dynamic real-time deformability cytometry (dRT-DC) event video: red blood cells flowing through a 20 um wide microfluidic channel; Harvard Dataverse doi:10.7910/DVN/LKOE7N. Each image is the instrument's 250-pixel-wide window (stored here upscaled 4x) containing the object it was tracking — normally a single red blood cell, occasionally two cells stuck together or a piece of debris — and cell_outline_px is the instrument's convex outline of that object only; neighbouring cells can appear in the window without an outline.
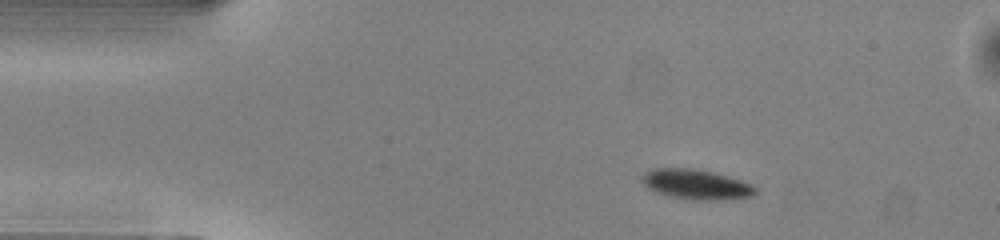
{"species": "common noctule bat (a hibernating species)", "species_latin": "Nyctalus noctula", "temperature_condition": "warm", "stored_images_in_passage": 37, "camera_frame_rate_fps": 3000, "um_per_image_px": 0.085, "animal": {"sex": "male", "body_mass_g": 13.0, "forearm_length_mm": 53.1}, "frame": {"image": 1, "passage_image": 1, "time_ms": 0.0, "image_size_px": [1000, 240], "cell_outline_px": [[756, 196], [732, 200], [688, 200], [656, 192], [648, 188], [640, 180], [640, 176], [644, 172], [656, 168], [692, 168], [712, 172], [728, 176], [752, 184], [756, 188]], "centroid_in_image_um": [59.2, 15.69], "position_along_channel_um": 25.8, "area_um2": 20.11}}
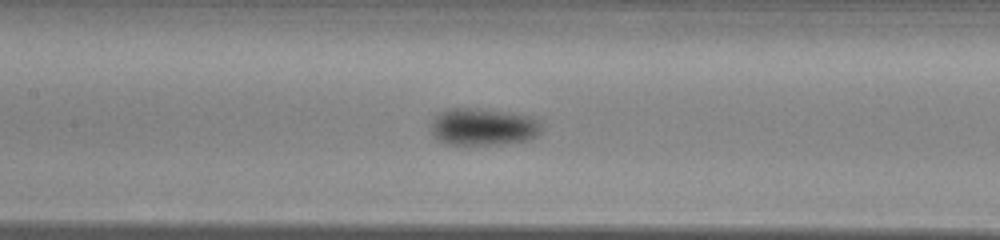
{"frame": {"image": 2, "passage_image": 16, "time_ms": 5.0, "image_size_px": [1000, 240], "cell_outline_px": [[544, 128], [532, 140], [500, 144], [444, 144], [436, 140], [432, 136], [432, 116], [444, 108], [480, 108], [532, 116]], "centroid_in_image_um": [41.03, 10.77], "position_along_channel_um": 166.4, "area_um2": 24.45}}
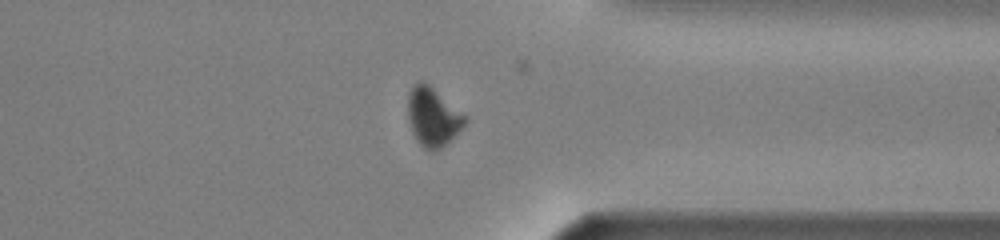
{"frame": {"image": 3, "passage_image": 32, "time_ms": 10.333, "image_size_px": [1000, 240], "cell_outline_px": [[468, 120], [464, 128], [456, 136], [440, 148], [432, 152], [428, 152], [416, 140], [412, 132], [408, 120], [408, 92], [420, 80], [424, 80], [468, 116]], "centroid_in_image_um": [36.83, 9.95], "position_along_channel_um": 374.6, "area_um2": 20.0}, "authors_computed_cell_mechanics": {"area_um2": 21.4438, "velocity_mm_per_s": 4.0219, "shape_relaxation_time_tau1_ms": 1.7242, "shape_relaxation_time_tau2_ms": null, "deformation_change_tau1": 0.1039, "deformation_change_tau2": null}}